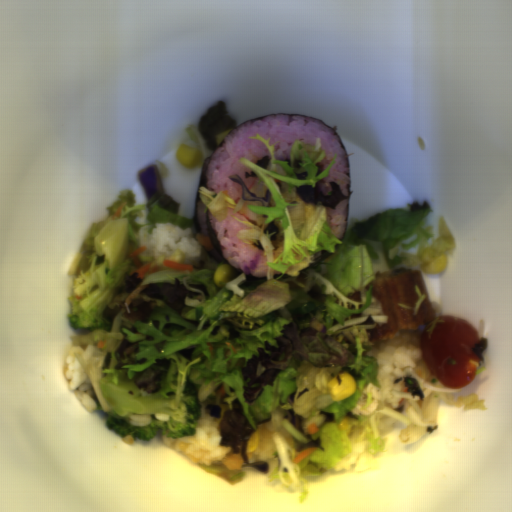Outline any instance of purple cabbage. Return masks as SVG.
Listing matches in <instances>:
<instances>
[{"label":"purple cabbage","instance_id":"obj_1","mask_svg":"<svg viewBox=\"0 0 512 512\" xmlns=\"http://www.w3.org/2000/svg\"><path fill=\"white\" fill-rule=\"evenodd\" d=\"M138 177L148 201L155 200L163 193L161 175L155 165L138 172Z\"/></svg>","mask_w":512,"mask_h":512},{"label":"purple cabbage","instance_id":"obj_2","mask_svg":"<svg viewBox=\"0 0 512 512\" xmlns=\"http://www.w3.org/2000/svg\"><path fill=\"white\" fill-rule=\"evenodd\" d=\"M228 178L230 181H234L241 185L242 187V193L241 198L246 201H260L262 204V207H267L271 204V197L272 193L270 190H267L264 196H256V194H253L249 191L246 184L243 182V180L240 178L239 175H228Z\"/></svg>","mask_w":512,"mask_h":512}]
</instances>
